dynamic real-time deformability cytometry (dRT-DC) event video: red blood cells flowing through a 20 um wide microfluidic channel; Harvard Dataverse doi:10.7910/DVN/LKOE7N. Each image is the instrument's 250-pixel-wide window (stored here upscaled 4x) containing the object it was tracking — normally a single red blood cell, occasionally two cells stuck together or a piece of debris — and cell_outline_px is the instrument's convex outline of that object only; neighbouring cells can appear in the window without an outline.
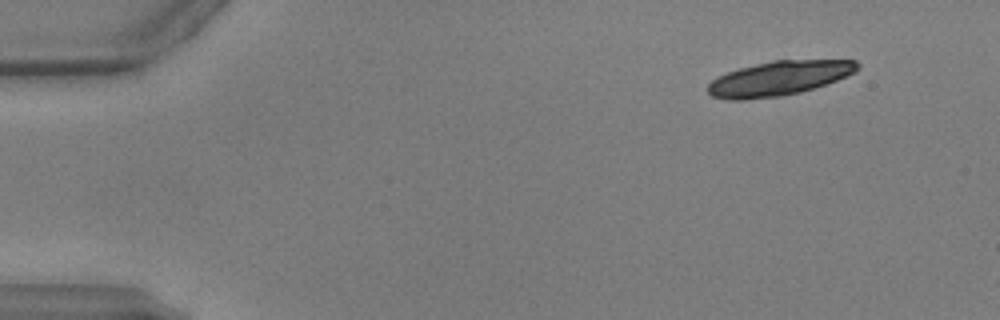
{"species": "common noctule bat (a hibernating species)", "species_latin": "Nyctalus noctula", "temperature_condition": "warm", "stored_images_in_passage": 8, "camera_frame_rate_fps": 3000, "um_per_image_px": 0.085, "animal": {"sex": "male", "body_mass_g": 17.9, "forearm_length_mm": 54.2}, "frame": {"image": 1, "passage_image": 3, "time_ms": 0.667, "image_size_px": [1000, 320], "cell_outline_px": [[860, 68], [856, 72], [836, 80], [800, 92], [780, 96], [744, 100], [728, 100], [712, 96], [708, 92], [708, 84], [716, 76], [740, 68], [772, 60], [856, 60], [860, 64]], "centroid_in_image_um": [66.2, 6.65], "position_along_channel_um": 18.8, "area_um2": 29.94}}